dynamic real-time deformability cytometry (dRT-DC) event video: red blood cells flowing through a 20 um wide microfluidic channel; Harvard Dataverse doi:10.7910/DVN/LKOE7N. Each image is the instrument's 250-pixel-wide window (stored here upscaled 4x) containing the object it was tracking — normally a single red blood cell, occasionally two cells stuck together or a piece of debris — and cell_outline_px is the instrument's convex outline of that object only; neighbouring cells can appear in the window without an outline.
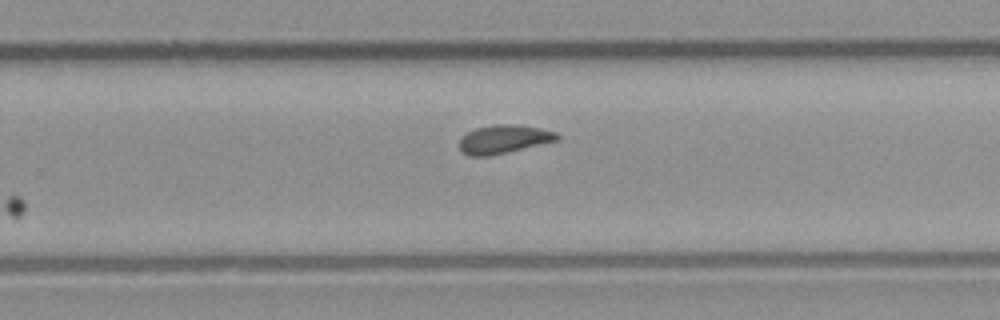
{"species": "common noctule bat (a hibernating species)", "species_latin": "Nyctalus noctula", "temperature_condition": "room temperature", "stored_images_in_passage": 7, "camera_frame_rate_fps": 3000, "um_per_image_px": 0.085, "animal": {"sex": "male", "body_mass_g": 23.1, "forearm_length_mm": 52.7}, "frame": {"image": 1, "passage_image": 7, "time_ms": 7.0, "image_size_px": [1000, 320], "cell_outline_px": [[560, 140], [508, 152], [488, 156], [468, 156], [460, 148], [460, 136], [476, 128], [496, 124], [516, 124], [540, 128], [556, 132], [560, 136]], "centroid_in_image_um": [42.85, 11.83], "position_along_channel_um": 287.0, "area_um2": 16.3}}